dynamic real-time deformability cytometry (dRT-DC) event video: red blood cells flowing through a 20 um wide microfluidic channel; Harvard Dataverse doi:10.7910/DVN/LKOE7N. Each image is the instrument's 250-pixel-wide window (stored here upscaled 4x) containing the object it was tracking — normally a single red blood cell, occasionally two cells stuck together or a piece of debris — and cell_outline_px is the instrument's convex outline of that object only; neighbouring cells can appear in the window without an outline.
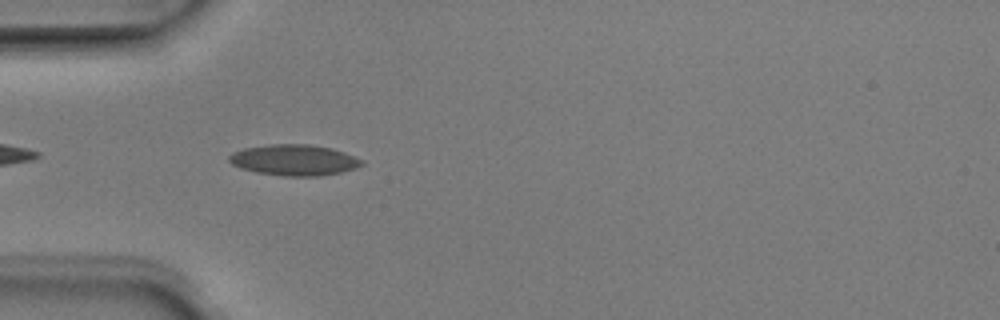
{"species": "Egyptian fruit bat (a non-hibernating species)", "species_latin": "Rousettus aegyptiacus", "temperature_condition": "room temperature", "stored_images_in_passage": 7, "camera_frame_rate_fps": 3000, "um_per_image_px": 0.085, "animal": {"sex": "male"}, "frame": {"image": 1, "passage_image": 5, "time_ms": 1.333, "image_size_px": [1000, 320], "cell_outline_px": [[364, 164], [356, 168], [340, 172], [320, 176], [284, 176], [256, 172], [240, 168], [232, 164], [228, 160], [228, 156], [232, 152], [244, 148], [272, 144], [308, 144], [332, 148], [344, 152], [364, 160]], "centroid_in_image_um": [25.0, 13.6], "position_along_channel_um": 60.0, "area_um2": 23.99}}
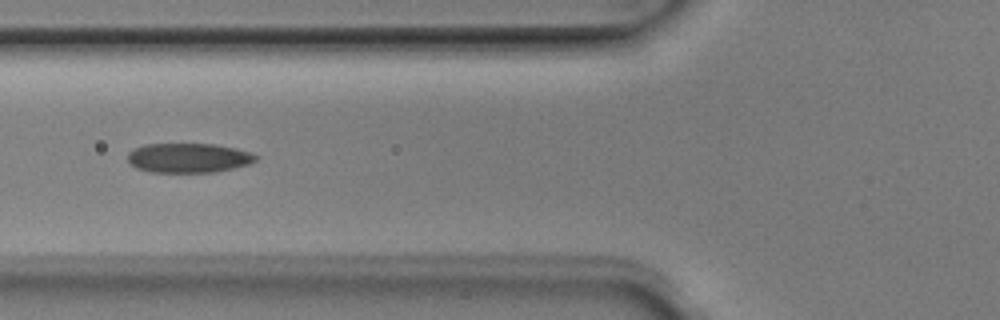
{"frame": {"image": 2, "passage_image": 6, "time_ms": 1.667, "image_size_px": [1000, 320], "cell_outline_px": [[260, 156], [256, 160], [248, 164], [232, 168], [212, 172], [152, 172], [136, 168], [128, 160], [128, 152], [144, 144], [216, 144], [236, 148], [252, 152]], "centroid_in_image_um": [16.05, 13.41], "position_along_channel_um": 109.7, "area_um2": 22.02}}
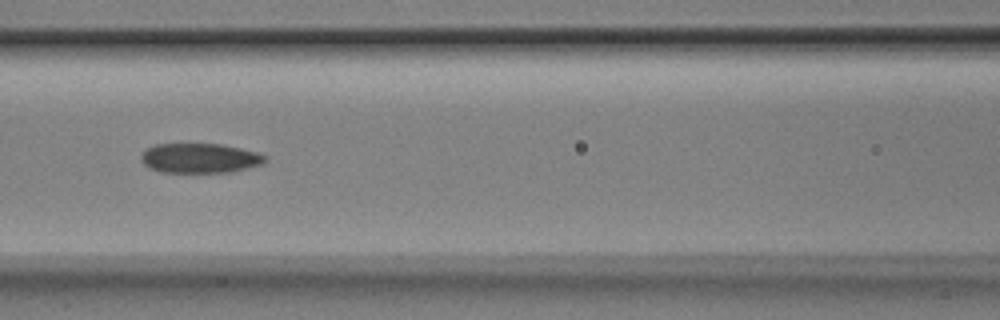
{"frame": {"image": 3, "passage_image": 7, "time_ms": 2.0, "image_size_px": [1000, 320], "cell_outline_px": [[268, 160], [260, 164], [232, 172], [160, 172], [148, 168], [140, 160], [140, 156], [148, 148], [156, 144], [224, 144], [260, 152], [268, 156]], "centroid_in_image_um": [17.02, 13.44], "position_along_channel_um": 149.6, "area_um2": 21.68}}